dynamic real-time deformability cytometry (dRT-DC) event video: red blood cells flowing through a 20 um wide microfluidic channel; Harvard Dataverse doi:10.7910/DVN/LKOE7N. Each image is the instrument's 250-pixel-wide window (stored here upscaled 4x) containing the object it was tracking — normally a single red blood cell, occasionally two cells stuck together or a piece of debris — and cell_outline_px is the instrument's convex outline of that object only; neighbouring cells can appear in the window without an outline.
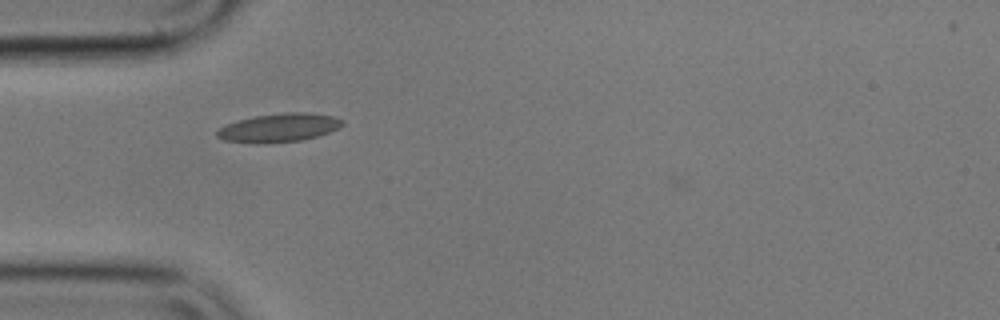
{"species": "common noctule bat (a hibernating species)", "species_latin": "Nyctalus noctula", "temperature_condition": "cold", "stored_images_in_passage": 46, "camera_frame_rate_fps": 3000, "um_per_image_px": 0.085, "animal": {"sex": "male", "body_mass_g": 17.9}, "frame": {"image": 1, "passage_image": 6, "time_ms": 1.667, "image_size_px": [1000, 320], "cell_outline_px": [[344, 124], [328, 132], [316, 136], [300, 140], [268, 144], [252, 144], [224, 140], [216, 136], [216, 132], [220, 128], [228, 124], [240, 120], [256, 116], [284, 112], [308, 112], [332, 116], [344, 120]], "centroid_in_image_um": [23.7, 10.87], "position_along_channel_um": 61.3, "area_um2": 20.81}}
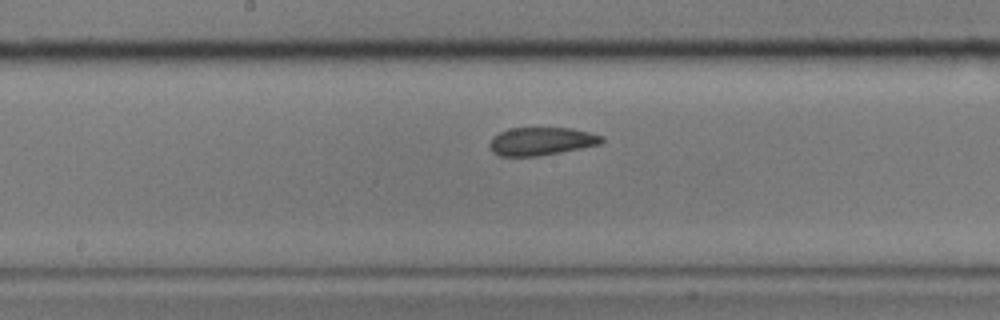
{"frame": {"image": 2, "passage_image": 18, "time_ms": 5.667, "image_size_px": [1000, 320], "cell_outline_px": [[604, 140], [600, 144], [560, 152], [536, 156], [500, 156], [492, 152], [488, 144], [492, 136], [508, 128], [572, 128], [604, 136]], "centroid_in_image_um": [45.97, 12.0], "position_along_channel_um": 202.2, "area_um2": 18.32}}
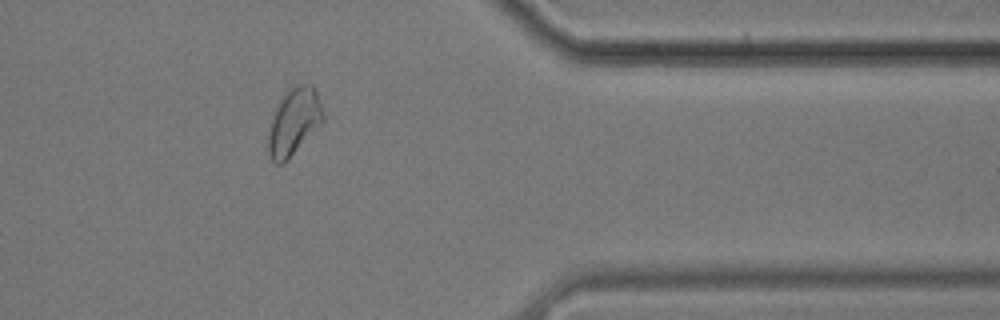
{"frame": {"image": 3, "passage_image": 35, "time_ms": 11.333, "image_size_px": [1000, 320], "cell_outline_px": [[324, 124], [284, 164], [276, 164], [272, 160], [268, 152], [268, 136], [272, 120], [276, 108], [284, 92], [292, 84], [312, 84], [316, 92], [324, 116]], "centroid_in_image_um": [25.01, 10.36], "position_along_channel_um": 386.4, "area_um2": 21.73}}